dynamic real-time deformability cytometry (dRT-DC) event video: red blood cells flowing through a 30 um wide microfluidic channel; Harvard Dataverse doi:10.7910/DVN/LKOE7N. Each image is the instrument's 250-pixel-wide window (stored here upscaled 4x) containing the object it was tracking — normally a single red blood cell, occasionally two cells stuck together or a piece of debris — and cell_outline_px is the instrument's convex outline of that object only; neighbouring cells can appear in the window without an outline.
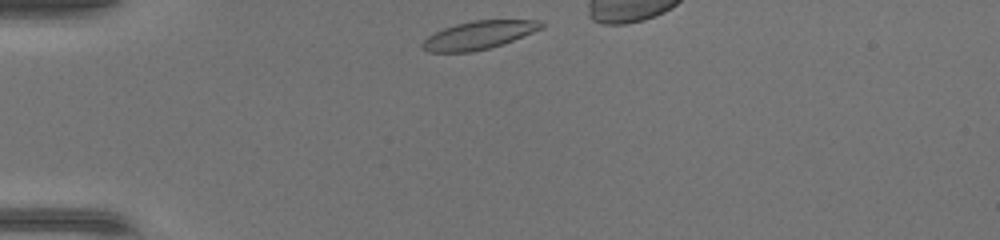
{"species": "common noctule bat (a hibernating species)", "species_latin": "Nyctalus noctula", "temperature_condition": "warm", "stored_images_in_passage": 27, "camera_frame_rate_fps": 3000, "um_per_image_px": 0.085, "animal": {"sex": "female", "body_mass_g": 17.0, "forearm_length_mm": 48.0}, "frame": {"image": 1, "passage_image": 1, "time_ms": 0.0, "image_size_px": [1000, 240], "cell_outline_px": [[544, 28], [512, 40], [488, 48], [472, 52], [428, 52], [420, 48], [420, 44], [428, 36], [444, 28], [456, 24], [476, 20], [540, 20], [544, 24]], "centroid_in_image_um": [40.67, 2.99], "position_along_channel_um": 44.3, "area_um2": 19.36}}
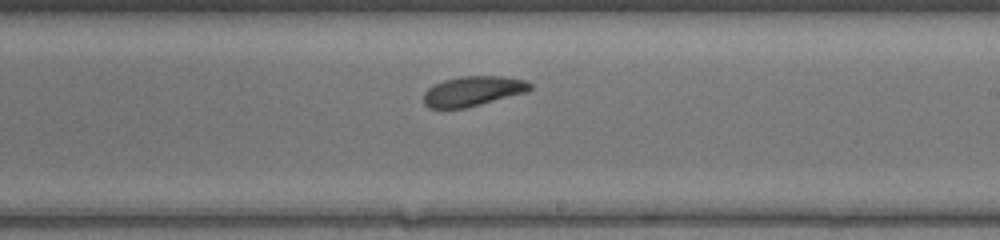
{"frame": {"image": 2, "passage_image": 17, "time_ms": 5.333, "image_size_px": [1000, 240], "cell_outline_px": [[532, 88], [528, 92], [464, 108], [428, 108], [424, 104], [424, 92], [428, 88], [444, 80], [460, 76], [504, 76], [524, 80], [532, 84]], "centroid_in_image_um": [40.21, 7.74], "position_along_channel_um": 248.8, "area_um2": 18.5}}
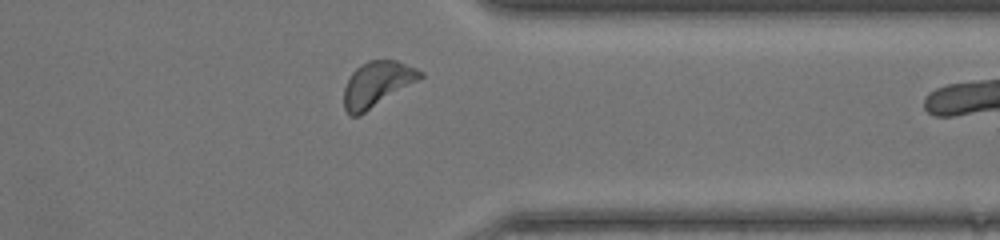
{"frame": {"image": 3, "passage_image": 26, "time_ms": 8.333, "image_size_px": [1000, 240], "cell_outline_px": [[424, 76], [360, 116], [348, 116], [344, 108], [344, 88], [352, 72], [360, 64], [368, 60], [396, 60], [416, 68], [424, 72]], "centroid_in_image_um": [32.02, 7.16], "position_along_channel_um": 379.4, "area_um2": 20.11}}